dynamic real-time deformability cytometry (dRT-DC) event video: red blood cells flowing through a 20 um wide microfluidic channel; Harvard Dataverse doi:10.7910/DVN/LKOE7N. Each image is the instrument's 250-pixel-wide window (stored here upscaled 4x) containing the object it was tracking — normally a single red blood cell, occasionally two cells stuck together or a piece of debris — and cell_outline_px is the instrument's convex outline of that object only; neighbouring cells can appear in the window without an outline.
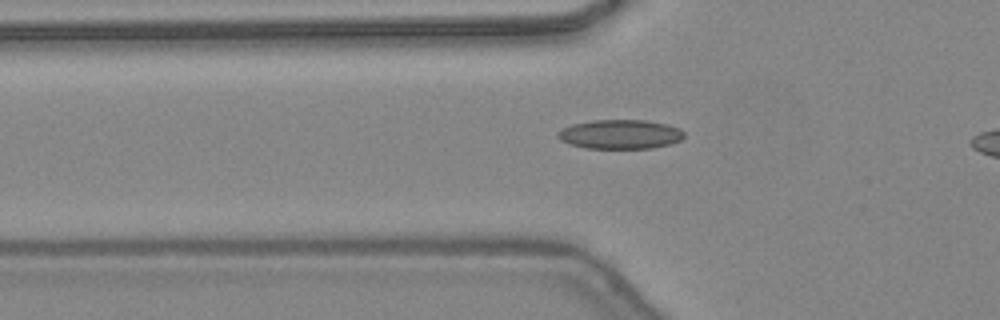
{"species": "common noctule bat (a hibernating species)", "species_latin": "Nyctalus noctula", "temperature_condition": "warm", "stored_images_in_passage": 36, "camera_frame_rate_fps": 3000, "um_per_image_px": 0.085, "animal": {"sex": "female", "body_mass_g": 24.6, "forearm_length_mm": 56.2}, "frame": {"image": 1, "passage_image": 11, "time_ms": 3.333, "image_size_px": [1000, 320], "cell_outline_px": [[684, 136], [680, 140], [668, 144], [652, 148], [584, 148], [560, 140], [556, 136], [556, 132], [572, 124], [592, 120], [644, 120], [668, 124], [680, 128], [684, 132]], "centroid_in_image_um": [52.71, 11.4], "position_along_channel_um": 73.1, "area_um2": 21.5}}
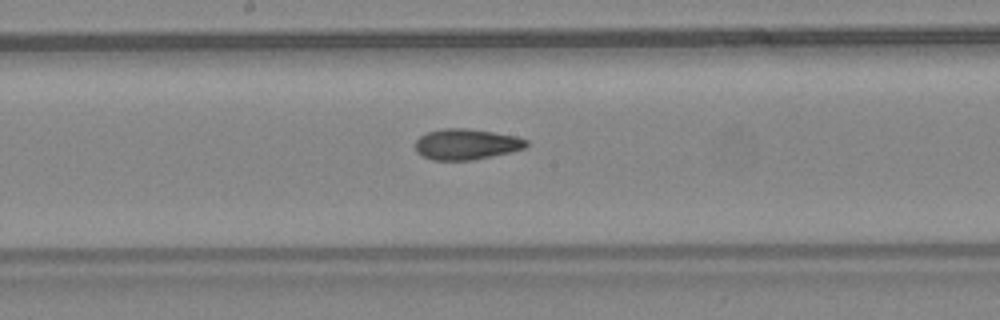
{"frame": {"image": 2, "passage_image": 20, "time_ms": 6.333, "image_size_px": [1000, 320], "cell_outline_px": [[528, 144], [524, 148], [512, 152], [472, 160], [432, 160], [416, 152], [416, 140], [420, 136], [428, 132], [444, 128], [464, 128], [492, 132], [516, 136], [528, 140]], "centroid_in_image_um": [39.64, 12.26], "position_along_channel_um": 208.6, "area_um2": 19.83}}
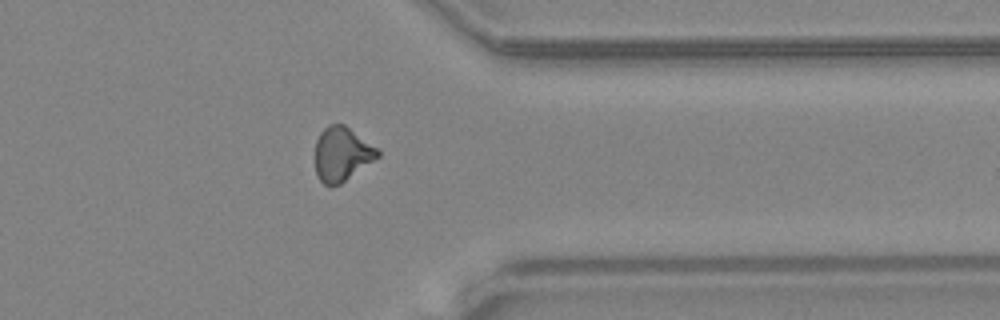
{"frame": {"image": 3, "passage_image": 32, "time_ms": 10.333, "image_size_px": [1000, 320], "cell_outline_px": [[380, 156], [340, 184], [324, 184], [320, 180], [316, 172], [312, 156], [316, 140], [320, 132], [328, 124], [344, 124], [376, 148], [380, 152]], "centroid_in_image_um": [28.99, 13.08], "position_along_channel_um": 382.4, "area_um2": 19.77}}